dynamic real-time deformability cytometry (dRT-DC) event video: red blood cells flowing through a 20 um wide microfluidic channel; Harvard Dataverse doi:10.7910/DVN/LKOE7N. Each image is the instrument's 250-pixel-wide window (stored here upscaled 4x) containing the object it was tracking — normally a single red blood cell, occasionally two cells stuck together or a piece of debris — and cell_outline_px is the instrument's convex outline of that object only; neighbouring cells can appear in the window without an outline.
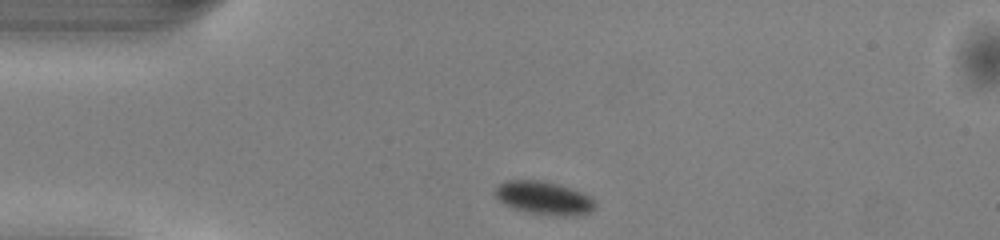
{"species": "common noctule bat (a hibernating species)", "species_latin": "Nyctalus noctula", "temperature_condition": "warm", "stored_images_in_passage": 40, "camera_frame_rate_fps": 3000, "um_per_image_px": 0.085, "animal": {"sex": "male", "body_mass_g": 13.0, "forearm_length_mm": 53.1}, "frame": {"image": 1, "passage_image": 1, "time_ms": 0.0, "image_size_px": [1000, 240], "cell_outline_px": [[596, 204], [588, 212], [580, 216], [552, 216], [528, 212], [512, 208], [504, 204], [492, 192], [496, 184], [508, 180], [544, 180], [560, 184], [580, 192], [588, 196]], "centroid_in_image_um": [46.17, 16.82], "position_along_channel_um": 38.8, "area_um2": 19.54}}
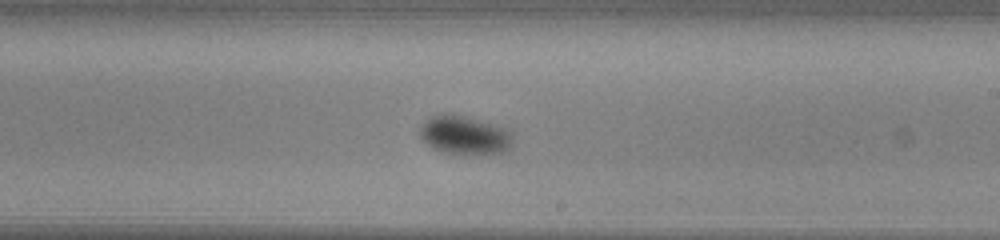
{"frame": {"image": 2, "passage_image": 19, "time_ms": 6.0, "image_size_px": [1000, 240], "cell_outline_px": [[512, 144], [504, 152], [444, 152], [432, 148], [420, 136], [420, 128], [432, 116], [444, 112], [460, 116], [488, 124], [512, 132]], "centroid_in_image_um": [39.44, 11.47], "position_along_channel_um": 249.6, "area_um2": 19.65}}
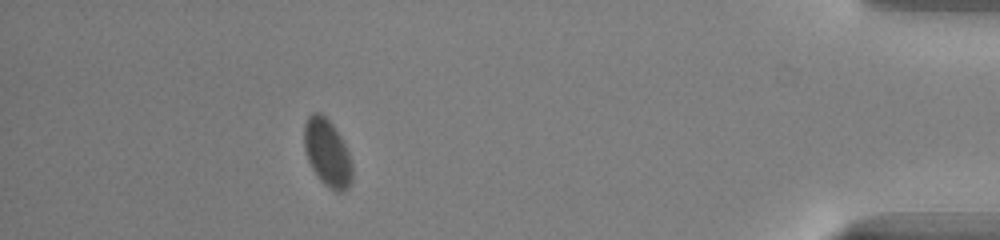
{"frame": {"image": 3, "passage_image": 35, "time_ms": 11.333, "image_size_px": [1000, 240], "cell_outline_px": [[352, 180], [348, 188], [344, 192], [336, 192], [324, 184], [320, 180], [312, 168], [308, 160], [304, 148], [304, 124], [308, 116], [312, 112], [320, 112], [332, 124], [340, 136], [348, 152], [352, 164]], "centroid_in_image_um": [27.81, 13.0], "position_along_channel_um": 407.4, "area_um2": 18.84}, "authors_computed_cell_mechanics": {"area_um2": 19.6809, "velocity_mm_per_s": 4.0249, "shape_relaxation_time_tau1_ms": 1.4148, "shape_relaxation_time_tau2_ms": null, "deformation_change_tau1": 0.0504, "deformation_change_tau2": null}}